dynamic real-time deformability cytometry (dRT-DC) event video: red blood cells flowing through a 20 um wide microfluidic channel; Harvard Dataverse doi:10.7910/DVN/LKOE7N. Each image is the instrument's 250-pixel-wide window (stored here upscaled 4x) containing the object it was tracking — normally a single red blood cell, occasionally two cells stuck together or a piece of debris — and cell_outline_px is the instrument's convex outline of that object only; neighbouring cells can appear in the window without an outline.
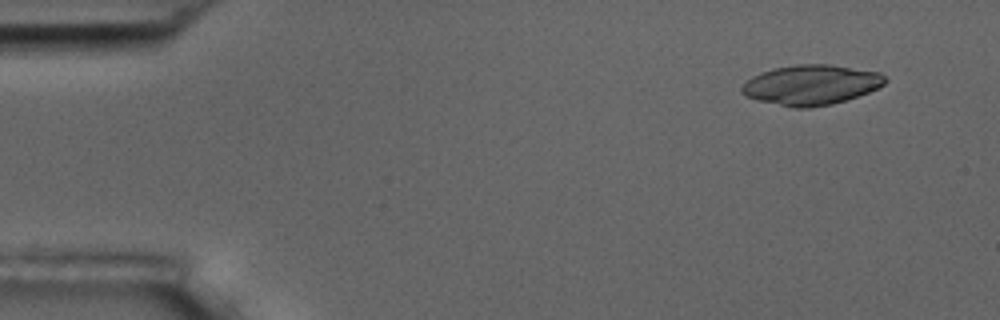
{"species": "common noctule bat (a hibernating species)", "species_latin": "Nyctalus noctula", "temperature_condition": "room temperature", "stored_images_in_passage": 5, "camera_frame_rate_fps": 3000, "um_per_image_px": 0.085, "animal": {"sex": "male", "body_mass_g": 17.5, "forearm_length_mm": 52.3}, "frame": {"image": 1, "passage_image": 1, "time_ms": 0.0, "image_size_px": [1000, 320], "cell_outline_px": [[888, 80], [884, 84], [868, 92], [832, 104], [808, 108], [792, 108], [756, 100], [744, 96], [740, 92], [740, 88], [752, 76], [760, 72], [772, 68], [796, 64], [832, 64], [880, 72]], "centroid_in_image_um": [68.91, 7.21], "position_along_channel_um": 16.1, "area_um2": 33.64}}